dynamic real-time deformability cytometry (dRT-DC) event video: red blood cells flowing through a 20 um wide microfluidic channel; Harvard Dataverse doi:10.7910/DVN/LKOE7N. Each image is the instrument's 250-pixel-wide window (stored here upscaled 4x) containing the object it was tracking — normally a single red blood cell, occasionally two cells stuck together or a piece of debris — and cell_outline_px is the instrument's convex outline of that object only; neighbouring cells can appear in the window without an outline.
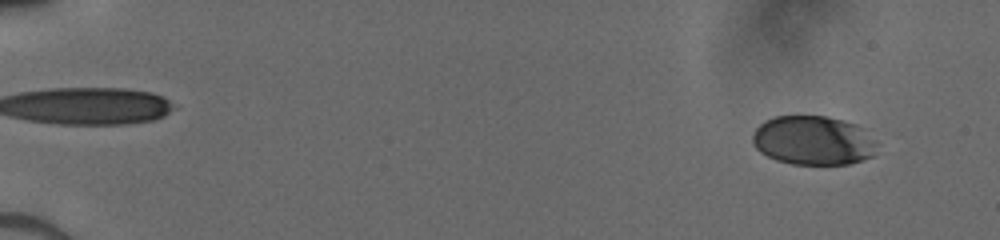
{"species": "human", "species_latin": "Homo sapiens", "temperature_condition": "cold", "stored_images_in_passage": 51, "camera_frame_rate_fps": 3000, "um_per_image_px": 0.085, "donor": {"sex": "male"}, "frame": {"image": 1, "passage_image": 4, "time_ms": 1.0, "image_size_px": [1000, 240], "cell_outline_px": [[876, 144], [872, 156], [848, 164], [792, 164], [776, 160], [760, 152], [752, 144], [752, 136], [756, 128], [764, 120], [772, 116], [828, 116], [844, 120], [856, 124], [876, 140]], "centroid_in_image_um": [69.09, 11.93], "position_along_channel_um": 15.9, "area_um2": 35.72}}
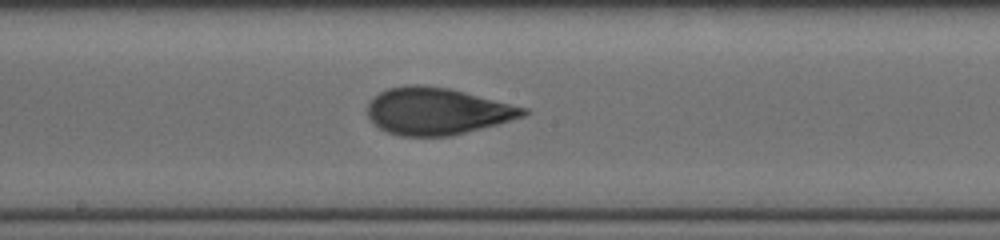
{"frame": {"image": 2, "passage_image": 30, "time_ms": 9.667, "image_size_px": [1000, 240], "cell_outline_px": [[528, 112], [524, 116], [496, 124], [452, 136], [400, 136], [388, 132], [380, 128], [368, 120], [368, 104], [380, 92], [388, 88], [408, 84], [420, 84], [448, 88], [528, 108]], "centroid_in_image_um": [37.13, 9.45], "position_along_channel_um": 211.1, "area_um2": 42.43}}
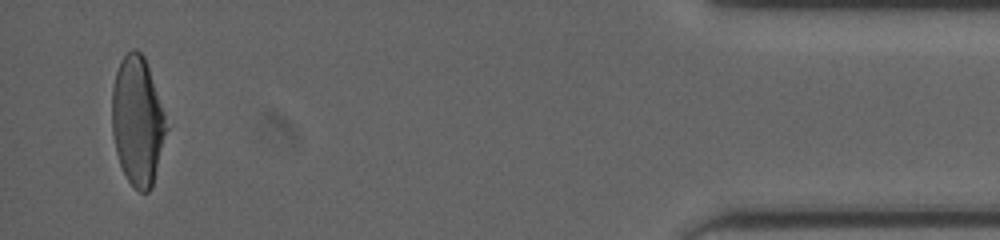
{"frame": {"image": 3, "passage_image": 50, "time_ms": 16.333, "image_size_px": [1000, 240], "cell_outline_px": [[168, 128], [152, 188], [148, 192], [140, 192], [128, 180], [120, 164], [116, 152], [112, 132], [112, 88], [116, 72], [120, 60], [132, 48], [136, 48], [144, 56], [164, 112]], "centroid_in_image_um": [11.69, 10.29], "position_along_channel_um": 423.5, "area_um2": 40.69}}